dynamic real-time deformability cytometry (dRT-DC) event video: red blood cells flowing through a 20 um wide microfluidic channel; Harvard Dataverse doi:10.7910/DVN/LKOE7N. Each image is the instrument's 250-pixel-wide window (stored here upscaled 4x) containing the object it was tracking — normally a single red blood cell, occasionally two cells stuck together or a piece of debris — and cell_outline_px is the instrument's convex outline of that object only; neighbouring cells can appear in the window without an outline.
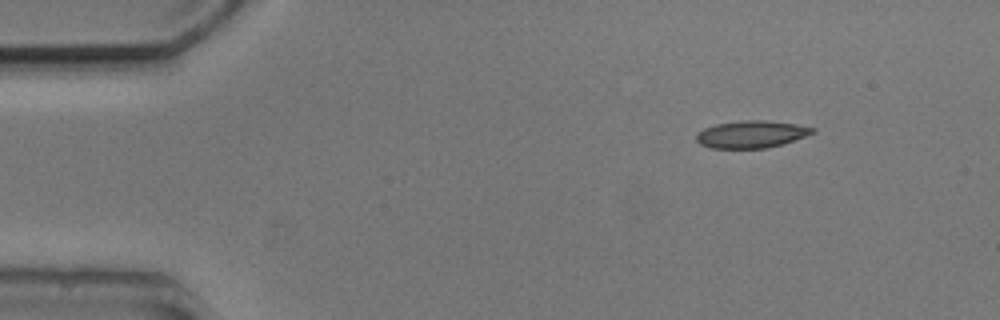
{"species": "common noctule bat (a hibernating species)", "species_latin": "Nyctalus noctula", "temperature_condition": "cold", "stored_images_in_passage": 3, "camera_frame_rate_fps": 3000, "um_per_image_px": 0.085, "animal": {"sex": "male", "body_mass_g": 20.5, "forearm_length_mm": 52.5}, "frame": {"image": 1, "passage_image": 1, "time_ms": 0.0, "image_size_px": [1000, 320], "cell_outline_px": [[816, 132], [784, 144], [764, 148], [712, 148], [700, 144], [696, 140], [696, 136], [704, 128], [716, 124], [744, 120], [764, 120], [796, 124], [816, 128]], "centroid_in_image_um": [63.9, 11.41], "position_along_channel_um": 21.1, "area_um2": 18.38}}